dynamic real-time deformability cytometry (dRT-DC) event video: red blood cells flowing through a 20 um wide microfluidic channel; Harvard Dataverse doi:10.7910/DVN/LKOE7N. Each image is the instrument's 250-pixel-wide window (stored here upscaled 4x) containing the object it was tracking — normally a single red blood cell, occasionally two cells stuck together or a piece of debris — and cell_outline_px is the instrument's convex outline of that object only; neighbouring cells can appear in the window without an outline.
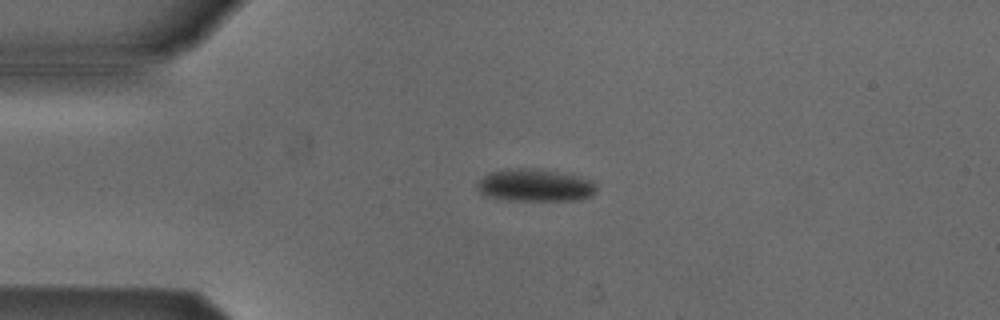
{"species": "Egyptian fruit bat (a non-hibernating species)", "species_latin": "Rousettus aegyptiacus", "temperature_condition": "cold", "stored_images_in_passage": 5, "camera_frame_rate_fps": 3000, "um_per_image_px": 0.085, "animal": {"sex": "male"}, "frame": {"image": 1, "passage_image": 3, "time_ms": 0.667, "image_size_px": [1000, 320], "cell_outline_px": [[596, 192], [592, 196], [576, 200], [504, 200], [488, 196], [480, 192], [476, 188], [476, 184], [488, 172], [508, 168], [540, 168], [576, 176], [592, 180], [596, 184]], "centroid_in_image_um": [45.46, 15.74], "position_along_channel_um": 39.5, "area_um2": 22.72}}
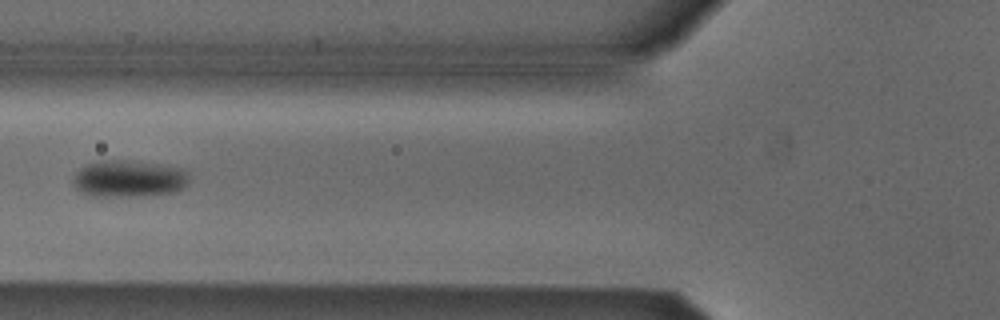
{"frame": {"image": 2, "passage_image": 5, "time_ms": 1.333, "image_size_px": [1000, 320], "cell_outline_px": [[188, 184], [184, 188], [176, 192], [152, 196], [92, 196], [80, 192], [72, 184], [72, 180], [76, 172], [80, 168], [88, 164], [104, 160], [124, 160], [160, 164], [184, 168], [188, 172]], "centroid_in_image_um": [10.99, 15.2], "position_along_channel_um": 114.8, "area_um2": 25.37}}